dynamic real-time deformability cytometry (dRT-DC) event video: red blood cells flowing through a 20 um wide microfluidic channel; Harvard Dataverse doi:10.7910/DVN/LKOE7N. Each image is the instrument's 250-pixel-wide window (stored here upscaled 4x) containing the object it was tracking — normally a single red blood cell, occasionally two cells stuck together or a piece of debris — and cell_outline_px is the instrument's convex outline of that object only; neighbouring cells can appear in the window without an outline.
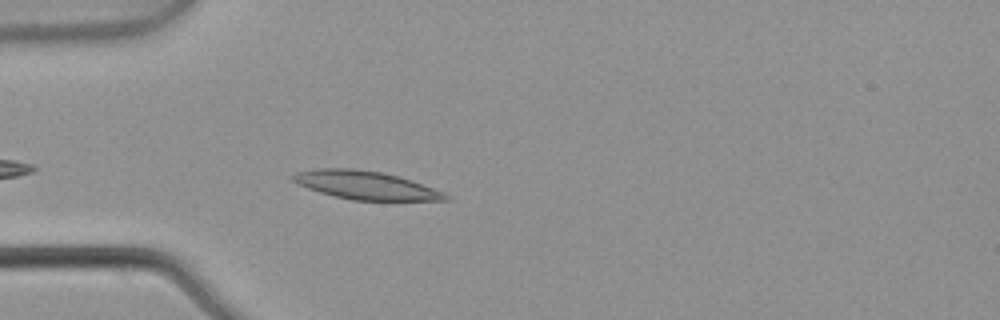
{"species": "common noctule bat (a hibernating species)", "species_latin": "Nyctalus noctula", "temperature_condition": "warm", "stored_images_in_passage": 3, "camera_frame_rate_fps": 3000, "um_per_image_px": 0.085, "animal": {"sex": "male", "body_mass_g": 21.5, "forearm_length_mm": 52.0}, "frame": {"image": 1, "passage_image": 3, "time_ms": 0.667, "image_size_px": [1000, 320], "cell_outline_px": [[452, 200], [352, 200], [320, 192], [308, 188], [292, 180], [288, 176], [296, 172], [316, 168], [352, 168], [384, 172], [412, 180], [444, 192]], "centroid_in_image_um": [31.07, 15.73], "position_along_channel_um": 53.9, "area_um2": 25.14}}